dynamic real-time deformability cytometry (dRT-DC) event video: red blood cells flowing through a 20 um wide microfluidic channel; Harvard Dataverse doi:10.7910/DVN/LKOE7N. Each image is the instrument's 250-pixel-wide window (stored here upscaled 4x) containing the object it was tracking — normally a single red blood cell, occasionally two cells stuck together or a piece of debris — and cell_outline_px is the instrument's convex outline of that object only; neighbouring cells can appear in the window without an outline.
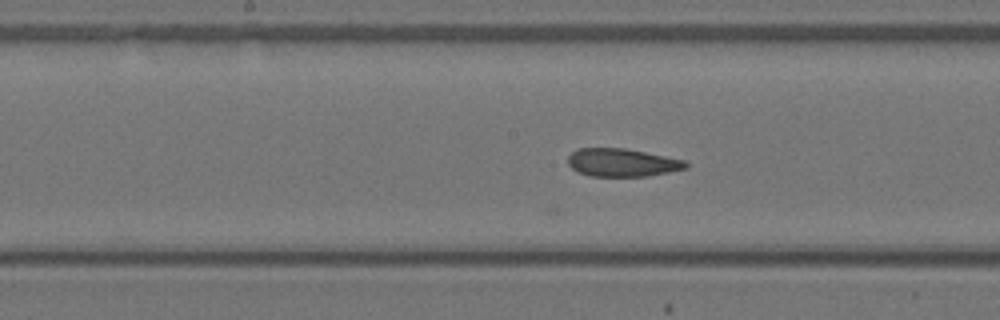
{"species": "Egyptian fruit bat (a non-hibernating species)", "species_latin": "Rousettus aegyptiacus", "temperature_condition": "warm", "stored_images_in_passage": 25, "camera_frame_rate_fps": 3000, "um_per_image_px": 0.085, "animal": {"sex": "female"}, "frame": {"image": 1, "passage_image": 18, "time_ms": 5.667, "image_size_px": [1000, 320], "cell_outline_px": [[688, 168], [648, 176], [592, 176], [576, 172], [568, 164], [568, 156], [576, 148], [624, 148], [684, 160], [688, 164]], "centroid_in_image_um": [52.84, 13.82], "position_along_channel_um": 195.4, "area_um2": 19.19}}
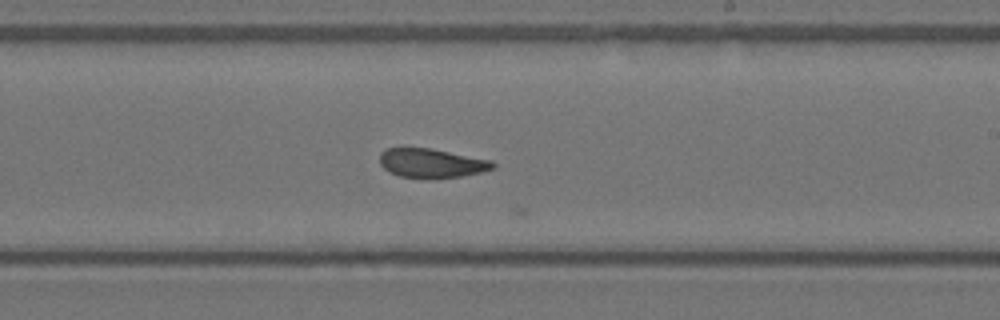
{"frame": {"image": 2, "passage_image": 21, "time_ms": 6.667, "image_size_px": [1000, 320], "cell_outline_px": [[496, 168], [464, 176], [400, 176], [388, 172], [380, 164], [380, 152], [388, 148], [432, 148], [492, 160], [496, 164]], "centroid_in_image_um": [36.71, 13.83], "position_along_channel_um": 252.3, "area_um2": 18.79}}
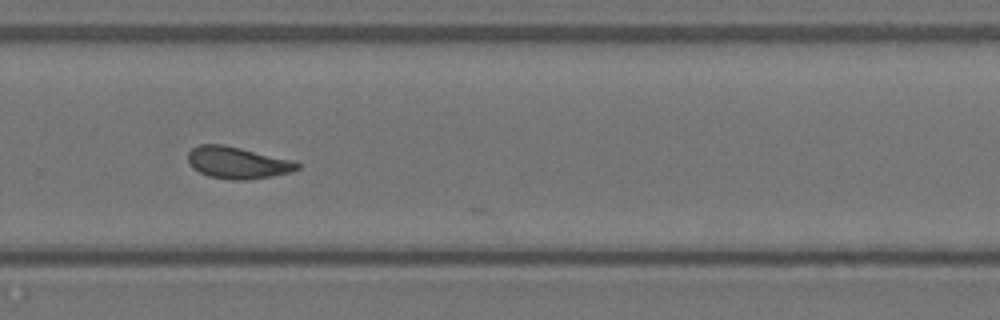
{"frame": {"image": 3, "passage_image": 24, "time_ms": 7.667, "image_size_px": [1000, 320], "cell_outline_px": [[300, 168], [292, 172], [272, 176], [244, 180], [232, 180], [208, 176], [192, 168], [188, 164], [188, 152], [192, 148], [200, 144], [224, 144], [292, 160], [300, 164]], "centroid_in_image_um": [20.17, 13.83], "position_along_channel_um": 309.6, "area_um2": 20.35}}